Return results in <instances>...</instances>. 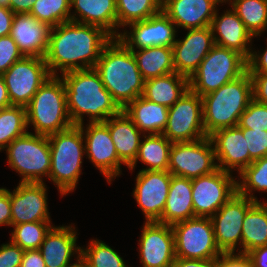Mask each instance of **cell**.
I'll return each instance as SVG.
<instances>
[{"instance_id": "1", "label": "cell", "mask_w": 267, "mask_h": 267, "mask_svg": "<svg viewBox=\"0 0 267 267\" xmlns=\"http://www.w3.org/2000/svg\"><path fill=\"white\" fill-rule=\"evenodd\" d=\"M112 39L95 25L69 21L51 27L44 57L50 74L58 76L71 70L94 68L103 48Z\"/></svg>"}, {"instance_id": "2", "label": "cell", "mask_w": 267, "mask_h": 267, "mask_svg": "<svg viewBox=\"0 0 267 267\" xmlns=\"http://www.w3.org/2000/svg\"><path fill=\"white\" fill-rule=\"evenodd\" d=\"M60 76L64 81L67 109L73 125L84 124V115L89 123H96L105 122L122 111L94 68L71 70Z\"/></svg>"}, {"instance_id": "3", "label": "cell", "mask_w": 267, "mask_h": 267, "mask_svg": "<svg viewBox=\"0 0 267 267\" xmlns=\"http://www.w3.org/2000/svg\"><path fill=\"white\" fill-rule=\"evenodd\" d=\"M94 69L122 110L143 95L145 80L138 69L132 50L118 38H113L103 48Z\"/></svg>"}, {"instance_id": "4", "label": "cell", "mask_w": 267, "mask_h": 267, "mask_svg": "<svg viewBox=\"0 0 267 267\" xmlns=\"http://www.w3.org/2000/svg\"><path fill=\"white\" fill-rule=\"evenodd\" d=\"M252 99V80L248 71L202 96L206 136L223 128L238 126L240 116Z\"/></svg>"}, {"instance_id": "5", "label": "cell", "mask_w": 267, "mask_h": 267, "mask_svg": "<svg viewBox=\"0 0 267 267\" xmlns=\"http://www.w3.org/2000/svg\"><path fill=\"white\" fill-rule=\"evenodd\" d=\"M51 152L49 181L57 187L60 196L68 195L77 188L82 174L85 141L79 125L48 136Z\"/></svg>"}, {"instance_id": "6", "label": "cell", "mask_w": 267, "mask_h": 267, "mask_svg": "<svg viewBox=\"0 0 267 267\" xmlns=\"http://www.w3.org/2000/svg\"><path fill=\"white\" fill-rule=\"evenodd\" d=\"M27 128L33 126L34 134L50 136L71 127L67 109L64 81L52 75L35 93L26 107Z\"/></svg>"}, {"instance_id": "7", "label": "cell", "mask_w": 267, "mask_h": 267, "mask_svg": "<svg viewBox=\"0 0 267 267\" xmlns=\"http://www.w3.org/2000/svg\"><path fill=\"white\" fill-rule=\"evenodd\" d=\"M247 71V59L239 52L214 45L189 79V89L204 96Z\"/></svg>"}, {"instance_id": "8", "label": "cell", "mask_w": 267, "mask_h": 267, "mask_svg": "<svg viewBox=\"0 0 267 267\" xmlns=\"http://www.w3.org/2000/svg\"><path fill=\"white\" fill-rule=\"evenodd\" d=\"M4 150L7 164L21 178L19 182L44 183V177L49 178L51 152L48 136L28 131L13 140Z\"/></svg>"}, {"instance_id": "9", "label": "cell", "mask_w": 267, "mask_h": 267, "mask_svg": "<svg viewBox=\"0 0 267 267\" xmlns=\"http://www.w3.org/2000/svg\"><path fill=\"white\" fill-rule=\"evenodd\" d=\"M176 258L207 260L219 257L210 217H194L171 225Z\"/></svg>"}, {"instance_id": "10", "label": "cell", "mask_w": 267, "mask_h": 267, "mask_svg": "<svg viewBox=\"0 0 267 267\" xmlns=\"http://www.w3.org/2000/svg\"><path fill=\"white\" fill-rule=\"evenodd\" d=\"M169 141L192 142L206 136L203 123L202 97L190 89L168 109L162 133Z\"/></svg>"}, {"instance_id": "11", "label": "cell", "mask_w": 267, "mask_h": 267, "mask_svg": "<svg viewBox=\"0 0 267 267\" xmlns=\"http://www.w3.org/2000/svg\"><path fill=\"white\" fill-rule=\"evenodd\" d=\"M51 76L45 58L23 56L2 74L11 106L26 108L40 86Z\"/></svg>"}, {"instance_id": "12", "label": "cell", "mask_w": 267, "mask_h": 267, "mask_svg": "<svg viewBox=\"0 0 267 267\" xmlns=\"http://www.w3.org/2000/svg\"><path fill=\"white\" fill-rule=\"evenodd\" d=\"M217 169L215 150L210 137L172 144L168 166L172 175L192 180Z\"/></svg>"}, {"instance_id": "13", "label": "cell", "mask_w": 267, "mask_h": 267, "mask_svg": "<svg viewBox=\"0 0 267 267\" xmlns=\"http://www.w3.org/2000/svg\"><path fill=\"white\" fill-rule=\"evenodd\" d=\"M237 193V176L218 168L192 179V201L195 217H212Z\"/></svg>"}, {"instance_id": "14", "label": "cell", "mask_w": 267, "mask_h": 267, "mask_svg": "<svg viewBox=\"0 0 267 267\" xmlns=\"http://www.w3.org/2000/svg\"><path fill=\"white\" fill-rule=\"evenodd\" d=\"M255 203L237 192L211 217L216 244L222 253H240L244 217Z\"/></svg>"}, {"instance_id": "15", "label": "cell", "mask_w": 267, "mask_h": 267, "mask_svg": "<svg viewBox=\"0 0 267 267\" xmlns=\"http://www.w3.org/2000/svg\"><path fill=\"white\" fill-rule=\"evenodd\" d=\"M85 141L86 157L106 178L108 184L122 174L119 160L109 128L103 122L79 125Z\"/></svg>"}, {"instance_id": "16", "label": "cell", "mask_w": 267, "mask_h": 267, "mask_svg": "<svg viewBox=\"0 0 267 267\" xmlns=\"http://www.w3.org/2000/svg\"><path fill=\"white\" fill-rule=\"evenodd\" d=\"M128 27L130 31L127 30ZM120 30L124 31H120L117 38L130 50L158 46L172 47L178 32L176 25L162 10L148 19L133 22Z\"/></svg>"}, {"instance_id": "17", "label": "cell", "mask_w": 267, "mask_h": 267, "mask_svg": "<svg viewBox=\"0 0 267 267\" xmlns=\"http://www.w3.org/2000/svg\"><path fill=\"white\" fill-rule=\"evenodd\" d=\"M171 176L169 171L140 169L137 173L132 195L142 210L146 222L158 221L162 217Z\"/></svg>"}, {"instance_id": "18", "label": "cell", "mask_w": 267, "mask_h": 267, "mask_svg": "<svg viewBox=\"0 0 267 267\" xmlns=\"http://www.w3.org/2000/svg\"><path fill=\"white\" fill-rule=\"evenodd\" d=\"M138 241L142 267H172L176 258L171 225L144 221Z\"/></svg>"}, {"instance_id": "19", "label": "cell", "mask_w": 267, "mask_h": 267, "mask_svg": "<svg viewBox=\"0 0 267 267\" xmlns=\"http://www.w3.org/2000/svg\"><path fill=\"white\" fill-rule=\"evenodd\" d=\"M46 183L19 182L10 191L11 227L27 222L51 221Z\"/></svg>"}, {"instance_id": "20", "label": "cell", "mask_w": 267, "mask_h": 267, "mask_svg": "<svg viewBox=\"0 0 267 267\" xmlns=\"http://www.w3.org/2000/svg\"><path fill=\"white\" fill-rule=\"evenodd\" d=\"M187 31L182 39L176 38L172 49L175 72L190 79L215 42L210 26Z\"/></svg>"}, {"instance_id": "21", "label": "cell", "mask_w": 267, "mask_h": 267, "mask_svg": "<svg viewBox=\"0 0 267 267\" xmlns=\"http://www.w3.org/2000/svg\"><path fill=\"white\" fill-rule=\"evenodd\" d=\"M209 137L214 146L217 166L221 170L232 174L237 171L239 175L254 161L250 157L245 137L239 126L217 130Z\"/></svg>"}, {"instance_id": "22", "label": "cell", "mask_w": 267, "mask_h": 267, "mask_svg": "<svg viewBox=\"0 0 267 267\" xmlns=\"http://www.w3.org/2000/svg\"><path fill=\"white\" fill-rule=\"evenodd\" d=\"M225 0H162V11L176 28L195 29L211 25L217 8Z\"/></svg>"}, {"instance_id": "23", "label": "cell", "mask_w": 267, "mask_h": 267, "mask_svg": "<svg viewBox=\"0 0 267 267\" xmlns=\"http://www.w3.org/2000/svg\"><path fill=\"white\" fill-rule=\"evenodd\" d=\"M77 235L73 223L51 227L39 248L46 267H66L71 264L72 257L78 259L81 256Z\"/></svg>"}, {"instance_id": "24", "label": "cell", "mask_w": 267, "mask_h": 267, "mask_svg": "<svg viewBox=\"0 0 267 267\" xmlns=\"http://www.w3.org/2000/svg\"><path fill=\"white\" fill-rule=\"evenodd\" d=\"M218 12L217 9L210 25L215 44L235 50L248 59L254 49V37L232 8L224 10L220 15Z\"/></svg>"}, {"instance_id": "25", "label": "cell", "mask_w": 267, "mask_h": 267, "mask_svg": "<svg viewBox=\"0 0 267 267\" xmlns=\"http://www.w3.org/2000/svg\"><path fill=\"white\" fill-rule=\"evenodd\" d=\"M51 27L30 13L15 14L10 36L23 56L44 58L48 50Z\"/></svg>"}, {"instance_id": "26", "label": "cell", "mask_w": 267, "mask_h": 267, "mask_svg": "<svg viewBox=\"0 0 267 267\" xmlns=\"http://www.w3.org/2000/svg\"><path fill=\"white\" fill-rule=\"evenodd\" d=\"M70 8L71 21L101 27L117 38L116 0H70Z\"/></svg>"}, {"instance_id": "27", "label": "cell", "mask_w": 267, "mask_h": 267, "mask_svg": "<svg viewBox=\"0 0 267 267\" xmlns=\"http://www.w3.org/2000/svg\"><path fill=\"white\" fill-rule=\"evenodd\" d=\"M103 123L109 128L119 160L128 168L137 156L144 134L123 110Z\"/></svg>"}, {"instance_id": "28", "label": "cell", "mask_w": 267, "mask_h": 267, "mask_svg": "<svg viewBox=\"0 0 267 267\" xmlns=\"http://www.w3.org/2000/svg\"><path fill=\"white\" fill-rule=\"evenodd\" d=\"M194 217L192 180L172 175L164 211L157 222L173 225Z\"/></svg>"}, {"instance_id": "29", "label": "cell", "mask_w": 267, "mask_h": 267, "mask_svg": "<svg viewBox=\"0 0 267 267\" xmlns=\"http://www.w3.org/2000/svg\"><path fill=\"white\" fill-rule=\"evenodd\" d=\"M168 109L139 96L123 112L143 134H162L167 124Z\"/></svg>"}, {"instance_id": "30", "label": "cell", "mask_w": 267, "mask_h": 267, "mask_svg": "<svg viewBox=\"0 0 267 267\" xmlns=\"http://www.w3.org/2000/svg\"><path fill=\"white\" fill-rule=\"evenodd\" d=\"M189 89V79L176 72L145 81L143 97L156 104L171 107Z\"/></svg>"}, {"instance_id": "31", "label": "cell", "mask_w": 267, "mask_h": 267, "mask_svg": "<svg viewBox=\"0 0 267 267\" xmlns=\"http://www.w3.org/2000/svg\"><path fill=\"white\" fill-rule=\"evenodd\" d=\"M141 139L137 156L128 167L133 172L137 162L147 166L142 170L168 171L170 150L173 142L163 134H144Z\"/></svg>"}, {"instance_id": "32", "label": "cell", "mask_w": 267, "mask_h": 267, "mask_svg": "<svg viewBox=\"0 0 267 267\" xmlns=\"http://www.w3.org/2000/svg\"><path fill=\"white\" fill-rule=\"evenodd\" d=\"M132 53L145 81L175 72L172 47H148L132 50Z\"/></svg>"}, {"instance_id": "33", "label": "cell", "mask_w": 267, "mask_h": 267, "mask_svg": "<svg viewBox=\"0 0 267 267\" xmlns=\"http://www.w3.org/2000/svg\"><path fill=\"white\" fill-rule=\"evenodd\" d=\"M260 246H267V208L261 201L256 202L244 217L240 253L247 254Z\"/></svg>"}, {"instance_id": "34", "label": "cell", "mask_w": 267, "mask_h": 267, "mask_svg": "<svg viewBox=\"0 0 267 267\" xmlns=\"http://www.w3.org/2000/svg\"><path fill=\"white\" fill-rule=\"evenodd\" d=\"M243 21L253 37L258 38L267 31L266 0H225Z\"/></svg>"}, {"instance_id": "35", "label": "cell", "mask_w": 267, "mask_h": 267, "mask_svg": "<svg viewBox=\"0 0 267 267\" xmlns=\"http://www.w3.org/2000/svg\"><path fill=\"white\" fill-rule=\"evenodd\" d=\"M117 37L119 28L150 18L162 10V0H116Z\"/></svg>"}, {"instance_id": "36", "label": "cell", "mask_w": 267, "mask_h": 267, "mask_svg": "<svg viewBox=\"0 0 267 267\" xmlns=\"http://www.w3.org/2000/svg\"><path fill=\"white\" fill-rule=\"evenodd\" d=\"M267 193V156L254 160L237 175V192L259 202L254 192Z\"/></svg>"}, {"instance_id": "37", "label": "cell", "mask_w": 267, "mask_h": 267, "mask_svg": "<svg viewBox=\"0 0 267 267\" xmlns=\"http://www.w3.org/2000/svg\"><path fill=\"white\" fill-rule=\"evenodd\" d=\"M28 132L26 108L10 106L0 109V152L16 138Z\"/></svg>"}, {"instance_id": "38", "label": "cell", "mask_w": 267, "mask_h": 267, "mask_svg": "<svg viewBox=\"0 0 267 267\" xmlns=\"http://www.w3.org/2000/svg\"><path fill=\"white\" fill-rule=\"evenodd\" d=\"M86 248L81 247V257L88 267H128L119 252L104 241L91 239Z\"/></svg>"}, {"instance_id": "39", "label": "cell", "mask_w": 267, "mask_h": 267, "mask_svg": "<svg viewBox=\"0 0 267 267\" xmlns=\"http://www.w3.org/2000/svg\"><path fill=\"white\" fill-rule=\"evenodd\" d=\"M52 221L27 222L12 226L10 240L23 250L39 249Z\"/></svg>"}, {"instance_id": "40", "label": "cell", "mask_w": 267, "mask_h": 267, "mask_svg": "<svg viewBox=\"0 0 267 267\" xmlns=\"http://www.w3.org/2000/svg\"><path fill=\"white\" fill-rule=\"evenodd\" d=\"M70 0H35L30 14L50 27L71 21Z\"/></svg>"}, {"instance_id": "41", "label": "cell", "mask_w": 267, "mask_h": 267, "mask_svg": "<svg viewBox=\"0 0 267 267\" xmlns=\"http://www.w3.org/2000/svg\"><path fill=\"white\" fill-rule=\"evenodd\" d=\"M238 126L240 128L267 131V104L252 99L240 116Z\"/></svg>"}, {"instance_id": "42", "label": "cell", "mask_w": 267, "mask_h": 267, "mask_svg": "<svg viewBox=\"0 0 267 267\" xmlns=\"http://www.w3.org/2000/svg\"><path fill=\"white\" fill-rule=\"evenodd\" d=\"M250 157L257 160L267 156V131L241 128Z\"/></svg>"}, {"instance_id": "43", "label": "cell", "mask_w": 267, "mask_h": 267, "mask_svg": "<svg viewBox=\"0 0 267 267\" xmlns=\"http://www.w3.org/2000/svg\"><path fill=\"white\" fill-rule=\"evenodd\" d=\"M23 57L18 45L10 35L0 37V74L5 73L15 62Z\"/></svg>"}, {"instance_id": "44", "label": "cell", "mask_w": 267, "mask_h": 267, "mask_svg": "<svg viewBox=\"0 0 267 267\" xmlns=\"http://www.w3.org/2000/svg\"><path fill=\"white\" fill-rule=\"evenodd\" d=\"M24 250L13 243L0 245V267H20Z\"/></svg>"}, {"instance_id": "45", "label": "cell", "mask_w": 267, "mask_h": 267, "mask_svg": "<svg viewBox=\"0 0 267 267\" xmlns=\"http://www.w3.org/2000/svg\"><path fill=\"white\" fill-rule=\"evenodd\" d=\"M261 52L259 50L256 51V49L251 50V54L247 59V71L249 74H267V47Z\"/></svg>"}, {"instance_id": "46", "label": "cell", "mask_w": 267, "mask_h": 267, "mask_svg": "<svg viewBox=\"0 0 267 267\" xmlns=\"http://www.w3.org/2000/svg\"><path fill=\"white\" fill-rule=\"evenodd\" d=\"M253 99L267 104V74H250Z\"/></svg>"}, {"instance_id": "47", "label": "cell", "mask_w": 267, "mask_h": 267, "mask_svg": "<svg viewBox=\"0 0 267 267\" xmlns=\"http://www.w3.org/2000/svg\"><path fill=\"white\" fill-rule=\"evenodd\" d=\"M219 267H253L247 254L222 253L219 256Z\"/></svg>"}, {"instance_id": "48", "label": "cell", "mask_w": 267, "mask_h": 267, "mask_svg": "<svg viewBox=\"0 0 267 267\" xmlns=\"http://www.w3.org/2000/svg\"><path fill=\"white\" fill-rule=\"evenodd\" d=\"M11 227L10 190L0 187V226Z\"/></svg>"}, {"instance_id": "49", "label": "cell", "mask_w": 267, "mask_h": 267, "mask_svg": "<svg viewBox=\"0 0 267 267\" xmlns=\"http://www.w3.org/2000/svg\"><path fill=\"white\" fill-rule=\"evenodd\" d=\"M172 267H219V257L207 260L175 258Z\"/></svg>"}, {"instance_id": "50", "label": "cell", "mask_w": 267, "mask_h": 267, "mask_svg": "<svg viewBox=\"0 0 267 267\" xmlns=\"http://www.w3.org/2000/svg\"><path fill=\"white\" fill-rule=\"evenodd\" d=\"M20 267H46L40 250H24Z\"/></svg>"}, {"instance_id": "51", "label": "cell", "mask_w": 267, "mask_h": 267, "mask_svg": "<svg viewBox=\"0 0 267 267\" xmlns=\"http://www.w3.org/2000/svg\"><path fill=\"white\" fill-rule=\"evenodd\" d=\"M14 16L11 9L0 7V37L10 35Z\"/></svg>"}, {"instance_id": "52", "label": "cell", "mask_w": 267, "mask_h": 267, "mask_svg": "<svg viewBox=\"0 0 267 267\" xmlns=\"http://www.w3.org/2000/svg\"><path fill=\"white\" fill-rule=\"evenodd\" d=\"M253 267H267V246H260L247 253Z\"/></svg>"}, {"instance_id": "53", "label": "cell", "mask_w": 267, "mask_h": 267, "mask_svg": "<svg viewBox=\"0 0 267 267\" xmlns=\"http://www.w3.org/2000/svg\"><path fill=\"white\" fill-rule=\"evenodd\" d=\"M35 0H10V9L14 14L30 13Z\"/></svg>"}, {"instance_id": "54", "label": "cell", "mask_w": 267, "mask_h": 267, "mask_svg": "<svg viewBox=\"0 0 267 267\" xmlns=\"http://www.w3.org/2000/svg\"><path fill=\"white\" fill-rule=\"evenodd\" d=\"M10 98L8 95V90L6 88L4 79L2 75L0 74V109H4L7 107H10Z\"/></svg>"}, {"instance_id": "55", "label": "cell", "mask_w": 267, "mask_h": 267, "mask_svg": "<svg viewBox=\"0 0 267 267\" xmlns=\"http://www.w3.org/2000/svg\"><path fill=\"white\" fill-rule=\"evenodd\" d=\"M66 267H88L86 261L80 256L75 263H71Z\"/></svg>"}, {"instance_id": "56", "label": "cell", "mask_w": 267, "mask_h": 267, "mask_svg": "<svg viewBox=\"0 0 267 267\" xmlns=\"http://www.w3.org/2000/svg\"><path fill=\"white\" fill-rule=\"evenodd\" d=\"M0 7L10 9V0H0Z\"/></svg>"}, {"instance_id": "57", "label": "cell", "mask_w": 267, "mask_h": 267, "mask_svg": "<svg viewBox=\"0 0 267 267\" xmlns=\"http://www.w3.org/2000/svg\"><path fill=\"white\" fill-rule=\"evenodd\" d=\"M262 203L266 206L267 208V200L266 201H262Z\"/></svg>"}]
</instances>
